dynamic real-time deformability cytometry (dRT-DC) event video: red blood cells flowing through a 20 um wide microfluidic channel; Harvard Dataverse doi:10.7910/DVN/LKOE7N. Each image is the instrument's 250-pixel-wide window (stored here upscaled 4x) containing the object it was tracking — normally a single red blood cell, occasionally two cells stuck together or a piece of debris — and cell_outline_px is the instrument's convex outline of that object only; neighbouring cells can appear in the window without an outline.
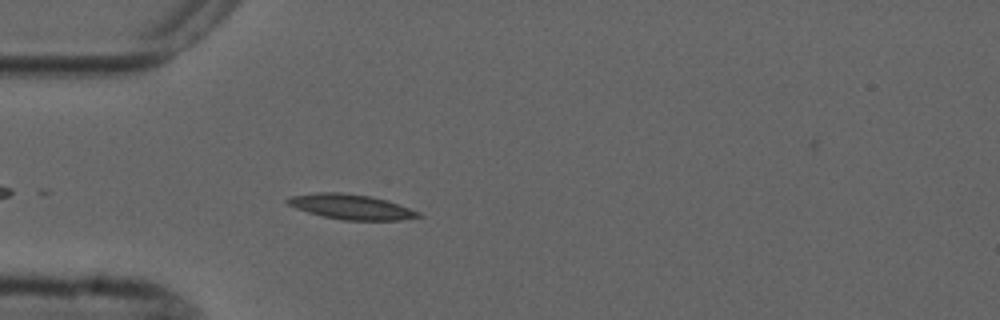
{"species": "common noctule bat (a hibernating species)", "species_latin": "Nyctalus noctula", "temperature_condition": "cold", "stored_images_in_passage": 5, "camera_frame_rate_fps": 3000, "um_per_image_px": 0.085, "animal": {"sex": "male", "forearm_length_mm": 52.5}, "frame": {"image": 1, "passage_image": 5, "time_ms": 4.667, "image_size_px": [1000, 320], "cell_outline_px": [[424, 216], [400, 220], [344, 220], [324, 216], [308, 212], [296, 208], [288, 204], [284, 200], [292, 196], [316, 192], [340, 192], [368, 196], [388, 200], [420, 212]], "centroid_in_image_um": [29.86, 17.57], "position_along_channel_um": 55.1, "area_um2": 18.96}}